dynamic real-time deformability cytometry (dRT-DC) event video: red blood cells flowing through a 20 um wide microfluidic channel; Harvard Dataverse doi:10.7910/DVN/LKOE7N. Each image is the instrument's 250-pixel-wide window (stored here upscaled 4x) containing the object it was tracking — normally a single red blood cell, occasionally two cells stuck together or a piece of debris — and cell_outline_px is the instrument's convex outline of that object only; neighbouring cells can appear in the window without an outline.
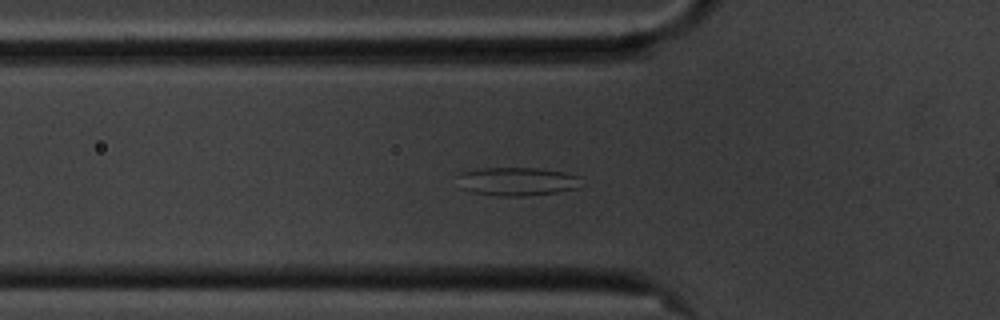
{"species": "common noctule bat (a hibernating species)", "species_latin": "Nyctalus noctula", "temperature_condition": "cold", "stored_images_in_passage": 49, "camera_frame_rate_fps": 3000, "um_per_image_px": 0.085, "animal": {"sex": "male", "body_mass_g": 20.1, "forearm_length_mm": 53.5}, "frame": {"image": 1, "passage_image": 10, "time_ms": 3.0, "image_size_px": [1000, 320], "cell_outline_px": [[576, 188], [556, 192], [520, 196], [496, 196], [472, 192], [460, 188], [456, 176], [460, 172], [484, 168], [536, 168], [564, 172], [576, 176]], "centroid_in_image_um": [43.8, 15.42], "position_along_channel_um": 82.0, "area_um2": 20.17}}
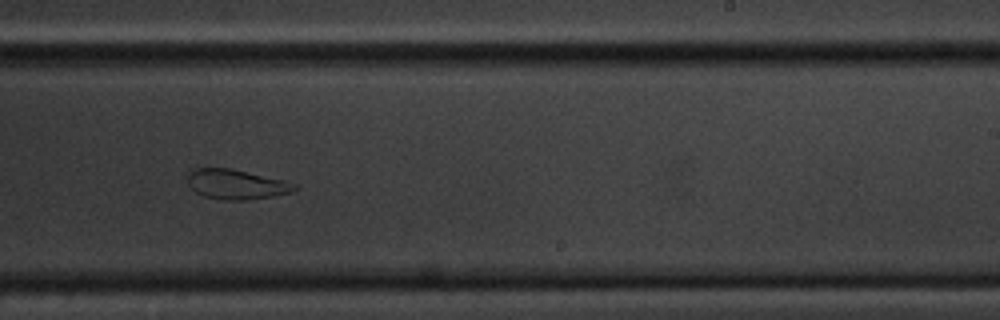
{"frame": {"image": 2, "passage_image": 26, "time_ms": 8.333, "image_size_px": [1000, 320], "cell_outline_px": [[296, 188], [288, 192], [272, 196], [244, 200], [224, 200], [204, 196], [196, 192], [188, 184], [188, 172], [192, 168], [232, 168], [284, 180], [296, 184]], "centroid_in_image_um": [20.03, 15.65], "position_along_channel_um": 269.0, "area_um2": 18.44}}
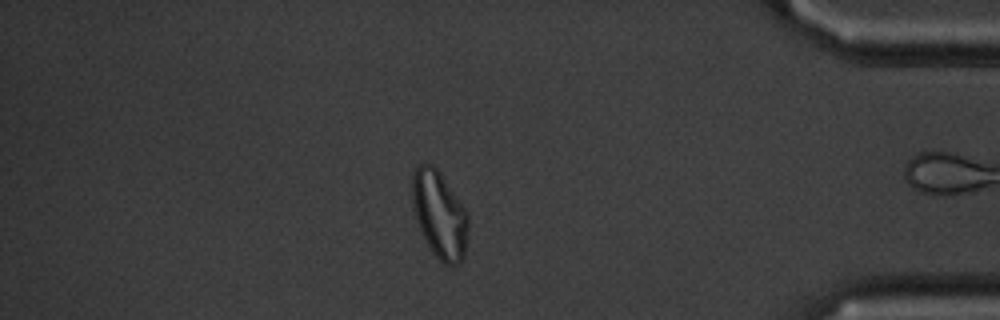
{"frame": {"image": 3, "passage_image": 40, "time_ms": 13.0, "image_size_px": [1000, 320], "cell_outline_px": [[468, 236], [464, 256], [460, 264], [444, 264], [436, 256], [428, 244], [420, 228], [412, 204], [412, 176], [416, 168], [420, 164], [432, 164], [440, 172], [468, 212]], "centroid_in_image_um": [37.38, 18.23], "position_along_channel_um": 397.8, "area_um2": 28.21}, "authors_computed_cell_mechanics": {"area_um2": 23.0044, "velocity_mm_per_s": 3.4962, "shape_relaxation_time_tau1_ms": null, "shape_relaxation_time_tau2_ms": 1.9736, "deformation_change_tau1": null, "deformation_change_tau2": 0.0791}}